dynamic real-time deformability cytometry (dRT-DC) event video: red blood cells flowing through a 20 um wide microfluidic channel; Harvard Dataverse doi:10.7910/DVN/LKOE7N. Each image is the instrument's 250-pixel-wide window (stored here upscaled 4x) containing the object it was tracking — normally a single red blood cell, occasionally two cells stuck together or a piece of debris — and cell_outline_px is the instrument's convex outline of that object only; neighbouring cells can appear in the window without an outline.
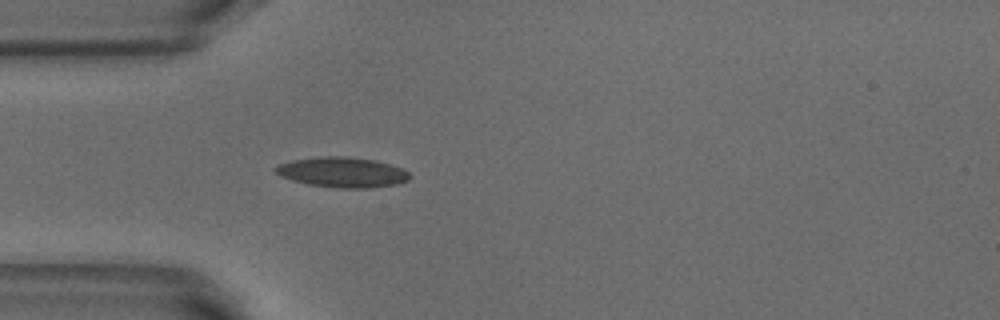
{"species": "common noctule bat (a hibernating species)", "species_latin": "Nyctalus noctula", "temperature_condition": "warm", "stored_images_in_passage": 37, "camera_frame_rate_fps": 3000, "um_per_image_px": 0.085, "animal": {"sex": "male", "body_mass_g": 18.8}, "frame": {"image": 1, "passage_image": 6, "time_ms": 1.667, "image_size_px": [1000, 320], "cell_outline_px": [[412, 176], [408, 180], [396, 184], [368, 188], [340, 188], [308, 184], [292, 180], [280, 176], [272, 168], [280, 164], [292, 160], [328, 156], [348, 156], [376, 160], [392, 164], [408, 172]], "centroid_in_image_um": [29.11, 14.64], "position_along_channel_um": 55.9, "area_um2": 23.58}}
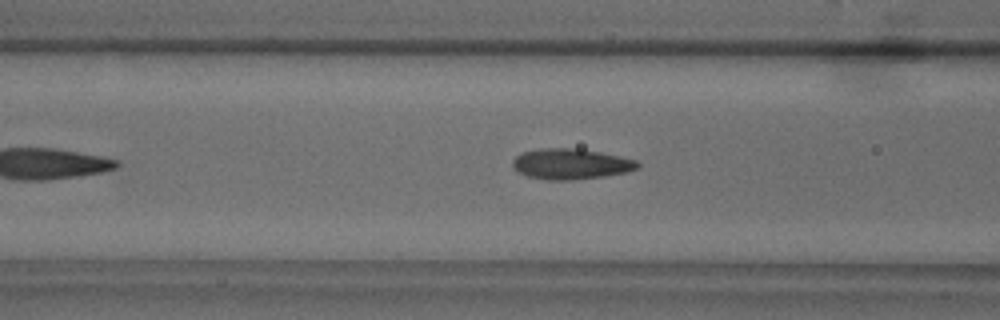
{"frame": {"image": 2, "passage_image": 11, "time_ms": 3.333, "image_size_px": [1000, 320], "cell_outline_px": [[640, 168], [628, 172], [604, 176], [572, 180], [544, 180], [528, 176], [520, 172], [512, 164], [512, 160], [520, 152], [540, 148], [576, 148], [600, 152], [620, 156], [636, 160], [640, 164]], "centroid_in_image_um": [48.54, 13.93], "position_along_channel_um": 118.1, "area_um2": 22.43}, "authors_computed_cell_mechanics": {"area_um2": 21.7906, "velocity_mm_per_s": 3.8895, "shape_relaxation_time_tau1_ms": 4.9007, "shape_relaxation_time_tau2_ms": 1.272, "deformation_change_tau1": 0.167, "deformation_change_tau2": 0.0769}}